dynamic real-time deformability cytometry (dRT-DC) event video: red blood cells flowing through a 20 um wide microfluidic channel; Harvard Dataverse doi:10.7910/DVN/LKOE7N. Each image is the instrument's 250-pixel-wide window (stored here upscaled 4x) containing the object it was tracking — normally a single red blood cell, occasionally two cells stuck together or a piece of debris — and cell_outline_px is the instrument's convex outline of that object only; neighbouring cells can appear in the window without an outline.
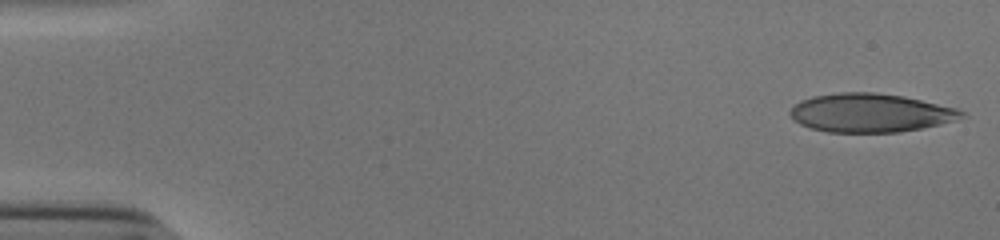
{"species": "human", "species_latin": "Homo sapiens", "temperature_condition": "cold", "stored_images_in_passage": 46, "camera_frame_rate_fps": 3000, "um_per_image_px": 0.085, "donor": {"sex": "male"}, "frame": {"image": 1, "passage_image": 1, "time_ms": 0.0, "image_size_px": [1000, 240], "cell_outline_px": [[968, 116], [956, 120], [940, 124], [900, 132], [828, 132], [812, 128], [800, 124], [788, 112], [800, 100], [812, 96], [840, 92], [876, 92], [904, 96], [960, 108]], "centroid_in_image_um": [74.04, 9.58], "position_along_channel_um": 11.0, "area_um2": 38.78}}
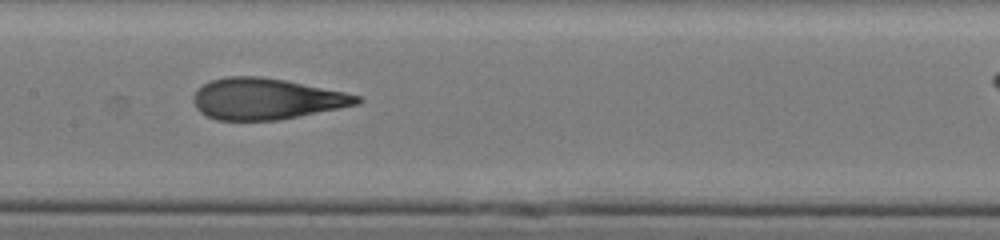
{"frame": {"image": 2, "passage_image": 26, "time_ms": 8.333, "image_size_px": [1000, 240], "cell_outline_px": [[364, 100], [360, 104], [280, 120], [216, 120], [200, 112], [196, 108], [192, 100], [192, 96], [204, 84], [212, 80], [228, 76], [260, 76], [284, 80], [344, 92], [360, 96]], "centroid_in_image_um": [22.64, 8.41], "position_along_channel_um": 184.8, "area_um2": 39.13}}
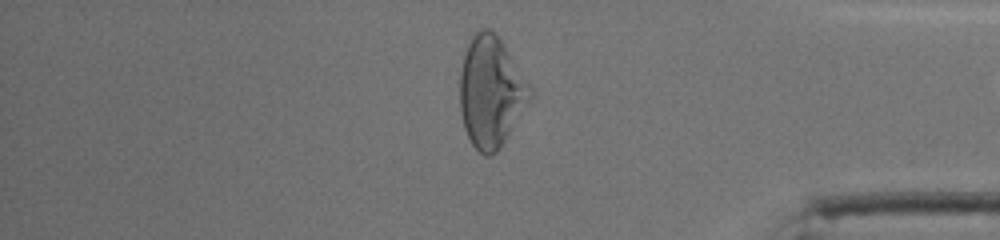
{"frame": {"image": 3, "passage_image": 44, "time_ms": 14.333, "image_size_px": [1000, 240], "cell_outline_px": [[532, 96], [500, 148], [492, 156], [484, 156], [472, 144], [464, 128], [460, 112], [460, 72], [464, 56], [468, 44], [472, 36], [480, 28], [488, 28], [500, 40], [532, 88]], "centroid_in_image_um": [41.71, 7.84], "position_along_channel_um": 393.5, "area_um2": 44.68}, "authors_computed_cell_mechanics": {"area_um2": 39.3329, "velocity_mm_per_s": 3.8628, "shape_relaxation_time_tau1_ms": 9.7039, "shape_relaxation_time_tau2_ms": 1.0396, "deformation_change_tau1": 0.3261, "deformation_change_tau2": 0.091}}